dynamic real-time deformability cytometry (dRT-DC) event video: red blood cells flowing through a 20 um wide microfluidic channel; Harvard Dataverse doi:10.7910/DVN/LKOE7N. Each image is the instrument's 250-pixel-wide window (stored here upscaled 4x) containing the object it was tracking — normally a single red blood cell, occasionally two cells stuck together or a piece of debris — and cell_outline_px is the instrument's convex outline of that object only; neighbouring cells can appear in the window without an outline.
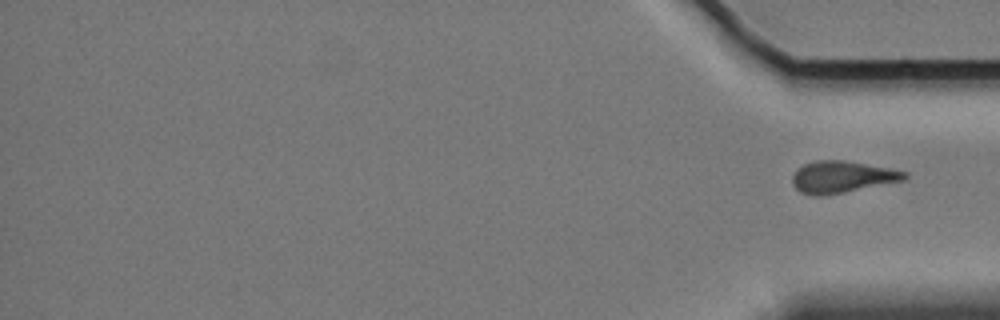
{"species": "Egyptian fruit bat (a non-hibernating species)", "species_latin": "Rousettus aegyptiacus", "temperature_condition": "cold", "stored_images_in_passage": 16, "segment_of_instrument_passage": [2, 2], "camera_frame_rate_fps": 3000, "um_per_image_px": 0.085, "animal": {"sex": "female"}, "frame": {"image": 1, "passage_image": 16, "time_ms": 20.0, "image_size_px": [1000, 320], "cell_outline_px": [[908, 176], [904, 180], [824, 196], [812, 196], [800, 192], [792, 184], [792, 176], [796, 168], [804, 164], [816, 160], [844, 160], [888, 168], [908, 172]], "centroid_in_image_um": [71.52, 15.04], "position_along_channel_um": 363.7, "area_um2": 20.81}}